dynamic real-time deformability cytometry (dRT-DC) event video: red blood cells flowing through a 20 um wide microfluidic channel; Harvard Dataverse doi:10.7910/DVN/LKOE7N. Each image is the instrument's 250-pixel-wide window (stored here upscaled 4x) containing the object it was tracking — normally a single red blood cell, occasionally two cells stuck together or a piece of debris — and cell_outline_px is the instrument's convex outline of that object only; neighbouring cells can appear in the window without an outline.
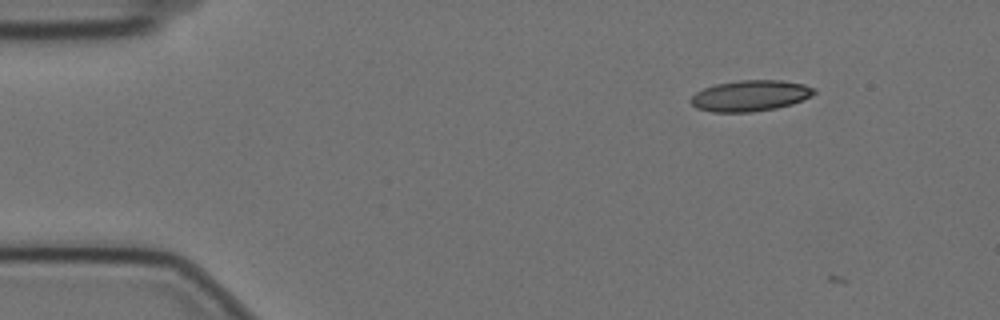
{"species": "Egyptian fruit bat (a non-hibernating species)", "species_latin": "Rousettus aegyptiacus", "temperature_condition": "cold", "stored_images_in_passage": 3, "camera_frame_rate_fps": 3000, "um_per_image_px": 0.085, "animal": {"sex": "female"}, "frame": {"image": 1, "passage_image": 2, "time_ms": 0.333, "image_size_px": [1000, 320], "cell_outline_px": [[816, 92], [812, 96], [792, 104], [776, 108], [752, 112], [712, 112], [696, 108], [688, 100], [696, 92], [704, 88], [716, 84], [740, 80], [780, 80], [804, 84], [816, 88]], "centroid_in_image_um": [63.78, 8.14], "position_along_channel_um": 21.2, "area_um2": 22.37}}